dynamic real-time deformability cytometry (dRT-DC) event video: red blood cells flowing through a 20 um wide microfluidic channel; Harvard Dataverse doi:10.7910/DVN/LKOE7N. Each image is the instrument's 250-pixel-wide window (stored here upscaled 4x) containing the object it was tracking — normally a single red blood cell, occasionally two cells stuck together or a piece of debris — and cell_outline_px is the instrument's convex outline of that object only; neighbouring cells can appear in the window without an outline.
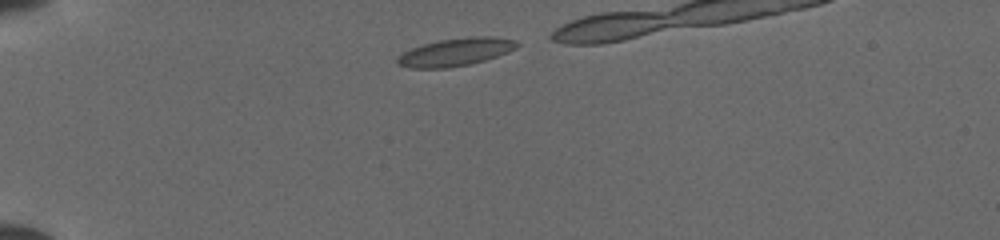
{"species": "common noctule bat (a hibernating species)", "species_latin": "Nyctalus noctula", "temperature_condition": "cold", "stored_images_in_passage": 15, "camera_frame_rate_fps": 3000, "um_per_image_px": 0.085, "animal": {"sex": "female", "body_mass_g": 19.5, "forearm_length_mm": 54.1}, "frame": {"image": 1, "passage_image": 2, "time_ms": 0.333, "image_size_px": [1000, 240], "cell_outline_px": [[520, 44], [516, 48], [508, 52], [484, 60], [468, 64], [448, 68], [408, 68], [396, 64], [396, 60], [404, 52], [412, 48], [424, 44], [440, 40], [468, 36], [496, 36], [516, 40]], "centroid_in_image_um": [38.75, 4.41], "position_along_channel_um": 46.2, "area_um2": 19.36}}
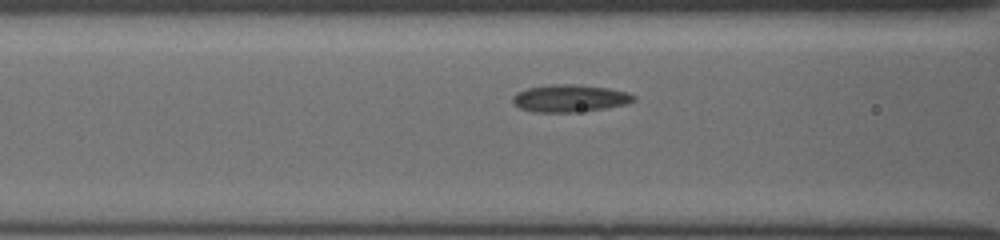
{"frame": {"image": 2, "passage_image": 10, "time_ms": 3.0, "image_size_px": [1000, 240], "cell_outline_px": [[636, 100], [624, 104], [604, 108], [572, 112], [532, 112], [520, 108], [512, 100], [512, 96], [516, 92], [528, 88], [552, 84], [576, 84], [608, 88], [628, 92], [636, 96]], "centroid_in_image_um": [48.42, 8.35], "position_along_channel_um": 118.2, "area_um2": 19.19}}
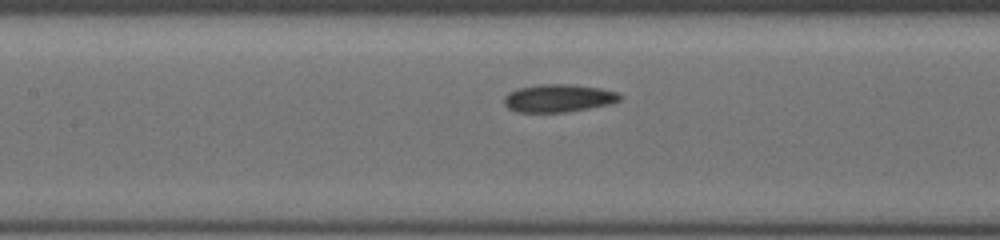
{"frame": {"image": 3, "passage_image": 13, "time_ms": 4.0, "image_size_px": [1000, 240], "cell_outline_px": [[624, 96], [620, 100], [612, 104], [564, 112], [516, 112], [508, 108], [504, 104], [504, 96], [508, 92], [516, 88], [540, 84], [572, 84], [600, 88], [620, 92]], "centroid_in_image_um": [47.49, 8.33], "position_along_channel_um": 159.9, "area_um2": 19.07}}